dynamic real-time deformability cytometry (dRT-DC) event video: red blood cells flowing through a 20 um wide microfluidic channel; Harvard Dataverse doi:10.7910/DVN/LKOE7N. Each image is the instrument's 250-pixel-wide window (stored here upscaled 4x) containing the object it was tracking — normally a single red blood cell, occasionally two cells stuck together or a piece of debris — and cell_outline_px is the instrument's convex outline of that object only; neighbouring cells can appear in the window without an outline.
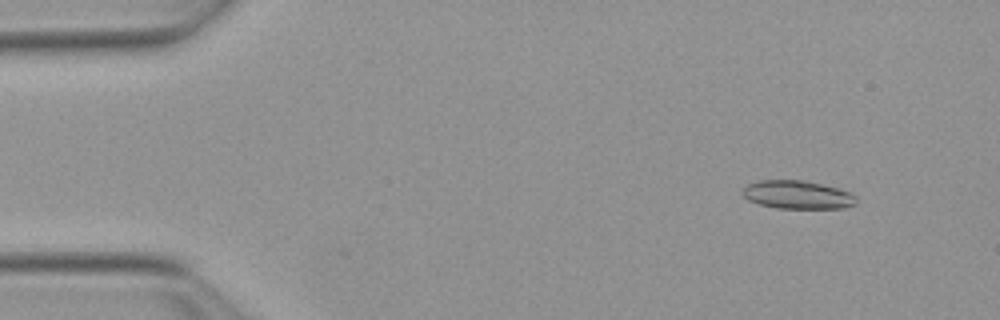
{"species": "Egyptian fruit bat (a non-hibernating species)", "species_latin": "Rousettus aegyptiacus", "temperature_condition": "warm", "stored_images_in_passage": 52, "segment_of_instrument_passage": [1, 2], "camera_frame_rate_fps": 3000, "um_per_image_px": 0.085, "animal": {"sex": "female"}, "frame": {"image": 1, "passage_image": 4, "time_ms": 1.0, "image_size_px": [1000, 320], "cell_outline_px": [[856, 204], [844, 208], [776, 208], [760, 204], [748, 200], [740, 192], [748, 184], [756, 180], [804, 180], [840, 188], [856, 196]], "centroid_in_image_um": [67.78, 16.55], "position_along_channel_um": 17.2, "area_um2": 18.84}}
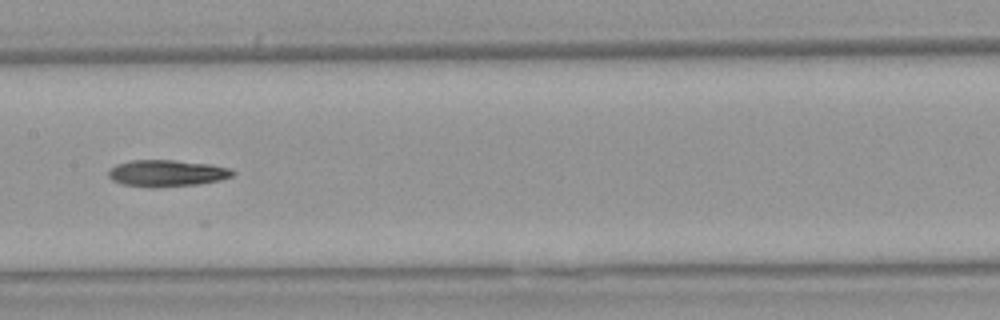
{"frame": {"image": 2, "passage_image": 25, "time_ms": 8.0, "image_size_px": [1000, 320], "cell_outline_px": [[236, 172], [232, 176], [220, 180], [200, 184], [152, 188], [120, 184], [112, 180], [108, 176], [108, 172], [116, 164], [132, 160], [176, 160], [212, 164], [232, 168]], "centroid_in_image_um": [14.21, 14.72], "position_along_channel_um": 193.2, "area_um2": 19.59}}
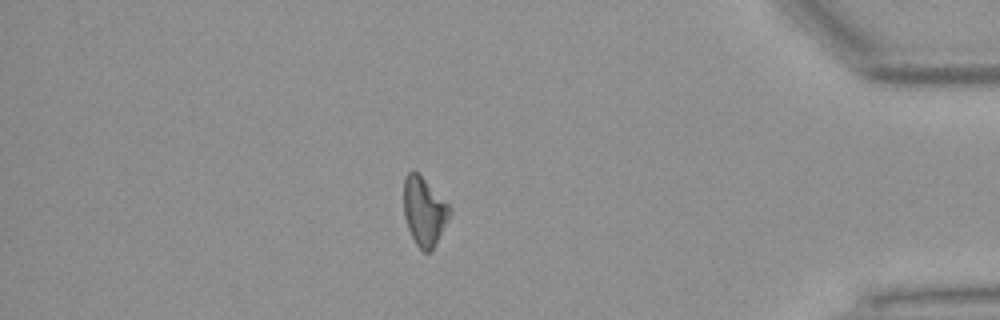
{"frame": {"image": 3, "passage_image": 44, "time_ms": 14.333, "image_size_px": [1000, 320], "cell_outline_px": [[452, 212], [448, 220], [432, 248], [428, 252], [424, 252], [416, 244], [408, 228], [404, 216], [404, 176], [408, 172], [416, 172], [452, 208]], "centroid_in_image_um": [36.04, 17.96], "position_along_channel_um": 399.2, "area_um2": 17.8}}